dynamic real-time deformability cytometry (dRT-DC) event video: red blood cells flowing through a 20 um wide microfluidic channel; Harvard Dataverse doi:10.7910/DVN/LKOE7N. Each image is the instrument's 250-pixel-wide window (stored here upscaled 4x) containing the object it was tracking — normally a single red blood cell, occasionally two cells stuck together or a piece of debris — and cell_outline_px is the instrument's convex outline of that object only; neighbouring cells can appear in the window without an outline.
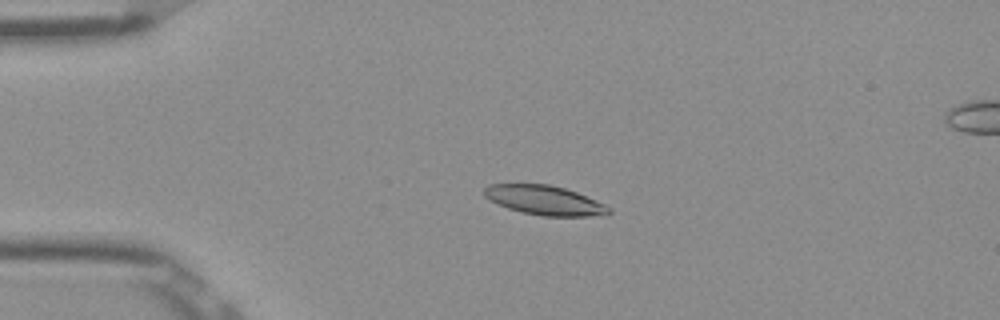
{"species": "Egyptian fruit bat (a non-hibernating species)", "species_latin": "Rousettus aegyptiacus", "temperature_condition": "room temperature", "stored_images_in_passage": 53, "camera_frame_rate_fps": 3000, "um_per_image_px": 0.085, "frame": {"image": 1, "passage_image": 13, "time_ms": 4.0, "image_size_px": [1000, 320], "cell_outline_px": [[612, 212], [608, 216], [544, 216], [524, 212], [508, 208], [488, 200], [484, 196], [484, 188], [488, 184], [548, 184], [564, 188], [576, 192], [604, 204], [612, 208]], "centroid_in_image_um": [46.32, 17.03], "position_along_channel_um": 38.7, "area_um2": 21.39}}
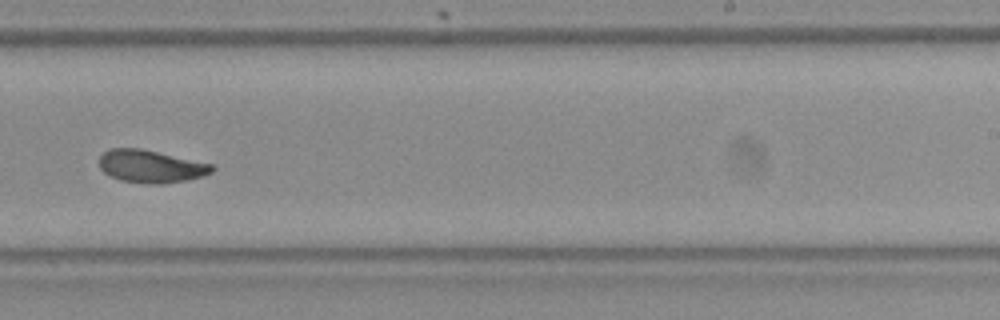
{"frame": {"image": 2, "passage_image": 34, "time_ms": 11.0, "image_size_px": [1000, 320], "cell_outline_px": [[216, 168], [212, 172], [204, 176], [164, 184], [148, 184], [120, 180], [108, 176], [100, 168], [100, 156], [108, 148], [140, 148], [212, 164]], "centroid_in_image_um": [12.8, 14.14], "position_along_channel_um": 276.2, "area_um2": 21.5}}
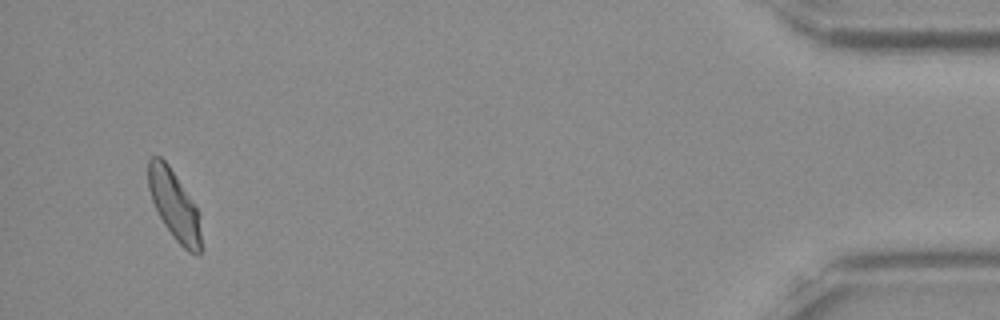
{"frame": {"image": 3, "passage_image": 51, "time_ms": 16.667, "image_size_px": [1000, 320], "cell_outline_px": [[200, 256], [188, 252], [172, 236], [164, 224], [152, 200], [148, 188], [148, 160], [152, 156], [160, 156], [168, 164], [200, 212]], "centroid_in_image_um": [14.82, 17.43], "position_along_channel_um": 420.4, "area_um2": 21.21}, "authors_computed_cell_mechanics": {"area_um2": 21.7328, "velocity_mm_per_s": 3.8794, "shape_relaxation_time_tau1_ms": 7.5792, "shape_relaxation_time_tau2_ms": 2.8855, "deformation_change_tau1": 0.1886, "deformation_change_tau2": 0.0716}}